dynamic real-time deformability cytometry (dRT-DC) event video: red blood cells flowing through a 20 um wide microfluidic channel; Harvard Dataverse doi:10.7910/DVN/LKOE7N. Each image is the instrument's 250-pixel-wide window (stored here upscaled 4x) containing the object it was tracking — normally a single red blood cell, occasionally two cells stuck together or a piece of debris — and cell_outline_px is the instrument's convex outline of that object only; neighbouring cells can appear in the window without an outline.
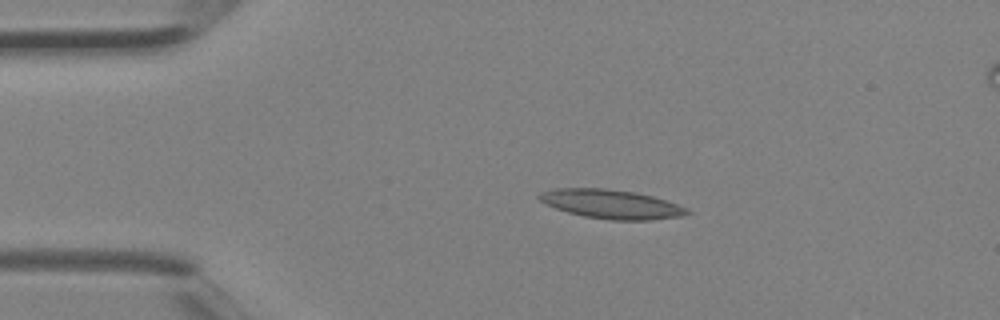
{"species": "Egyptian fruit bat (a non-hibernating species)", "species_latin": "Rousettus aegyptiacus", "temperature_condition": "room temperature", "stored_images_in_passage": 3, "camera_frame_rate_fps": 3000, "um_per_image_px": 0.085, "animal": {"sex": "female"}, "frame": {"image": 1, "passage_image": 1, "time_ms": 0.0, "image_size_px": [1000, 320], "cell_outline_px": [[692, 212], [684, 216], [652, 220], [612, 220], [584, 216], [568, 212], [556, 208], [540, 200], [536, 196], [540, 192], [556, 188], [604, 188], [636, 192], [652, 196], [688, 208]], "centroid_in_image_um": [51.99, 17.35], "position_along_channel_um": 33.0, "area_um2": 24.97}}